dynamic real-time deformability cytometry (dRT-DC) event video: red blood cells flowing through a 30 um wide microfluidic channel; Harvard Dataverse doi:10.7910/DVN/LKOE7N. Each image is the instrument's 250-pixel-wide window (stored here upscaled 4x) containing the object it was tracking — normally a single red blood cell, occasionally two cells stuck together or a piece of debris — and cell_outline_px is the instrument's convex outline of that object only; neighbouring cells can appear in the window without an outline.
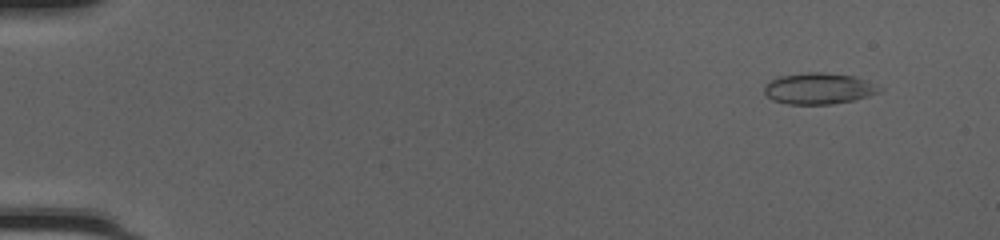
{"species": "common noctule bat (a hibernating species)", "species_latin": "Nyctalus noctula", "temperature_condition": "cold", "stored_images_in_passage": 51, "camera_frame_rate_fps": 3000, "um_per_image_px": 0.085, "animal": {"sex": "female", "body_mass_g": 20.0, "forearm_length_mm": 54.0}, "frame": {"image": 1, "passage_image": 5, "time_ms": 1.333, "image_size_px": [1000, 240], "cell_outline_px": [[884, 88], [880, 92], [856, 100], [832, 104], [788, 104], [772, 100], [764, 92], [764, 84], [780, 76], [804, 72], [824, 72], [856, 76]], "centroid_in_image_um": [69.62, 7.52], "position_along_channel_um": 15.4, "area_um2": 21.15}}
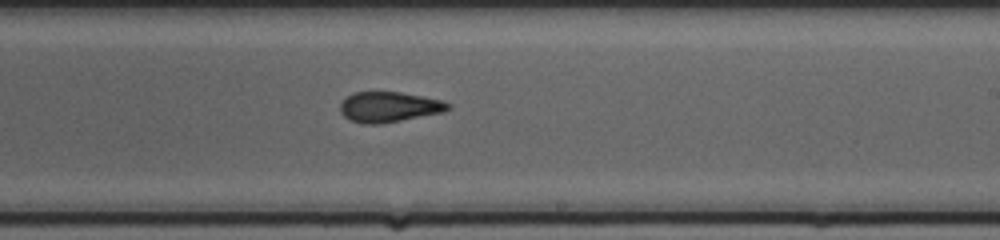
{"frame": {"image": 2, "passage_image": 32, "time_ms": 10.333, "image_size_px": [1000, 240], "cell_outline_px": [[452, 108], [444, 112], [380, 124], [364, 124], [348, 120], [340, 112], [340, 104], [352, 92], [400, 92], [444, 100], [452, 104]], "centroid_in_image_um": [33.1, 9.09], "position_along_channel_um": 255.9, "area_um2": 19.25}}
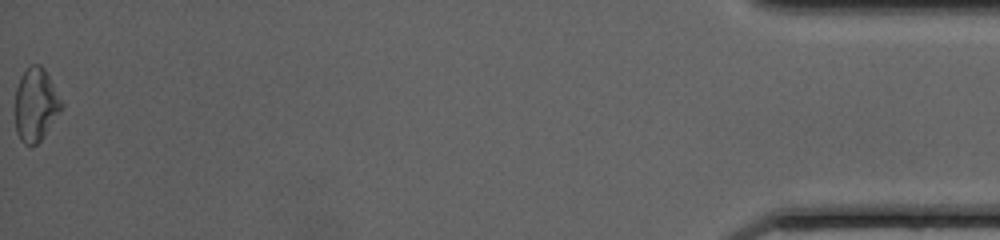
{"frame": {"image": 3, "passage_image": 51, "time_ms": 16.667, "image_size_px": [1000, 240], "cell_outline_px": [[64, 108], [40, 140], [32, 148], [24, 144], [20, 140], [16, 132], [16, 88], [20, 76], [32, 64], [40, 64], [44, 68], [64, 104]], "centroid_in_image_um": [3.05, 8.92], "position_along_channel_um": 432.1, "area_um2": 19.83}, "authors_computed_cell_mechanics": {"area_um2": 19.652, "velocity_mm_per_s": 4.2206, "shape_relaxation_time_tau1_ms": null, "shape_relaxation_time_tau2_ms": 2.094, "deformation_change_tau1": null, "deformation_change_tau2": 0.0762}}